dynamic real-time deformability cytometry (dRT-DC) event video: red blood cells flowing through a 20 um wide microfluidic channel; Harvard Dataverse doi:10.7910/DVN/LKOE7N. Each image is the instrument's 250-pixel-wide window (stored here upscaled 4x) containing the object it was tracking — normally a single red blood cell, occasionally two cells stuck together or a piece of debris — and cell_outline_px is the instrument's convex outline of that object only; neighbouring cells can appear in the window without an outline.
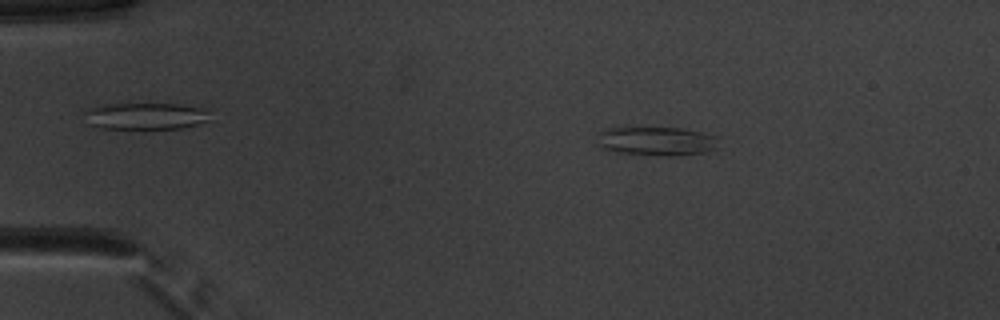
{"species": "common noctule bat (a hibernating species)", "species_latin": "Nyctalus noctula", "temperature_condition": "warm", "stored_images_in_passage": 33, "camera_frame_rate_fps": 3000, "um_per_image_px": 0.085, "animal": {"sex": "male", "body_mass_g": 20.1, "forearm_length_mm": 53.5}, "frame": {"image": 1, "passage_image": 7, "time_ms": 2.0, "image_size_px": [1000, 320], "cell_outline_px": [[720, 136], [716, 148], [708, 152], [668, 156], [616, 152], [600, 148], [596, 144], [600, 132], [608, 128], [680, 128], [704, 132]], "centroid_in_image_um": [55.84, 12.0], "position_along_channel_um": 29.2, "area_um2": 20.58}}
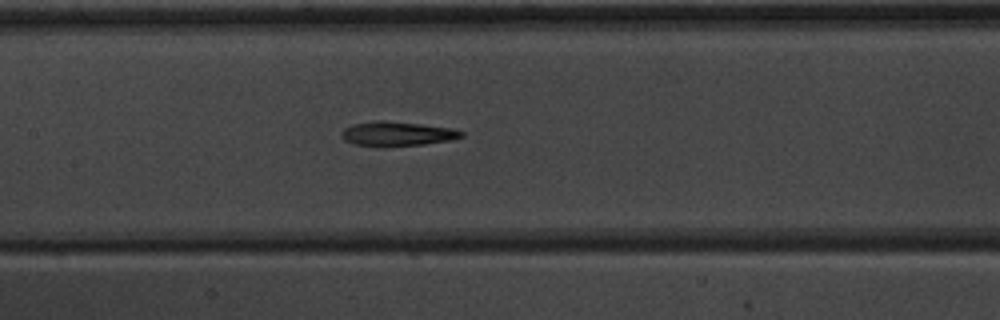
{"frame": {"image": 2, "passage_image": 23, "time_ms": 7.333, "image_size_px": [1000, 320], "cell_outline_px": [[464, 136], [452, 140], [424, 144], [384, 148], [376, 148], [352, 144], [344, 140], [340, 136], [340, 132], [344, 128], [352, 124], [380, 120], [384, 120], [456, 128], [464, 132]], "centroid_in_image_um": [33.73, 11.4], "position_along_channel_um": 173.7, "area_um2": 17.74}}
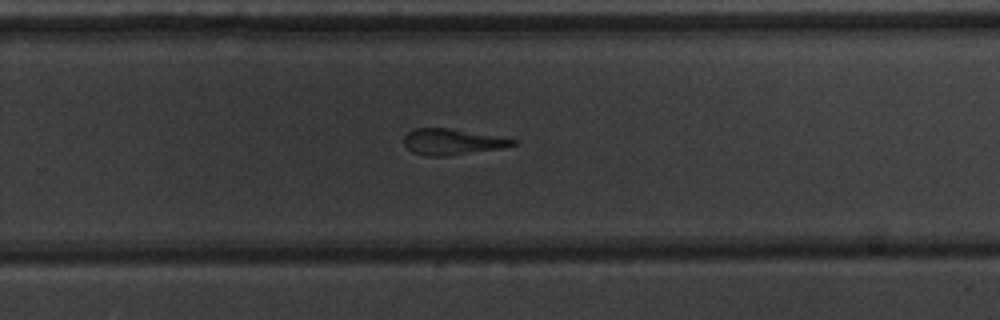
{"frame": {"image": 3, "passage_image": 32, "time_ms": 10.333, "image_size_px": [1000, 320], "cell_outline_px": [[516, 144], [504, 148], [448, 156], [424, 156], [412, 152], [404, 144], [404, 136], [408, 132], [416, 128], [448, 128], [516, 140]], "centroid_in_image_um": [38.39, 12.07], "position_along_channel_um": 291.4, "area_um2": 16.3}}